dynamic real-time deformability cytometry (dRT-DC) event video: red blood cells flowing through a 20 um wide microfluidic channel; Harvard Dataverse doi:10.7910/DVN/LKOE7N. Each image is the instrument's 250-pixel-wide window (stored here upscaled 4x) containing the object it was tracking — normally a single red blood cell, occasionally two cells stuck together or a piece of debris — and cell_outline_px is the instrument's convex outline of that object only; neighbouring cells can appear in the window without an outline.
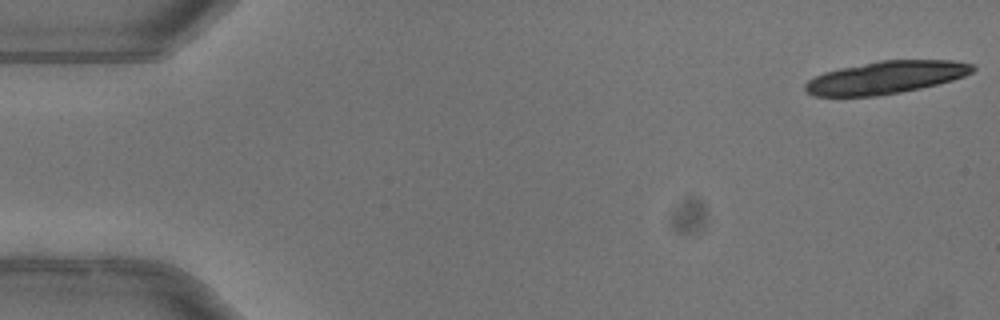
{"species": "common noctule bat (a hibernating species)", "species_latin": "Nyctalus noctula", "temperature_condition": "warm", "stored_images_in_passage": 17, "camera_frame_rate_fps": 3000, "um_per_image_px": 0.085, "animal": {"sex": "female"}, "frame": {"image": 1, "passage_image": 1, "time_ms": 0.0, "image_size_px": [1000, 320], "cell_outline_px": [[976, 68], [972, 72], [964, 76], [952, 80], [920, 88], [900, 92], [876, 96], [812, 96], [804, 92], [804, 84], [808, 80], [824, 72], [840, 68], [880, 60], [952, 60], [972, 64]], "centroid_in_image_um": [75.26, 6.58], "position_along_channel_um": 9.7, "area_um2": 31.79}}